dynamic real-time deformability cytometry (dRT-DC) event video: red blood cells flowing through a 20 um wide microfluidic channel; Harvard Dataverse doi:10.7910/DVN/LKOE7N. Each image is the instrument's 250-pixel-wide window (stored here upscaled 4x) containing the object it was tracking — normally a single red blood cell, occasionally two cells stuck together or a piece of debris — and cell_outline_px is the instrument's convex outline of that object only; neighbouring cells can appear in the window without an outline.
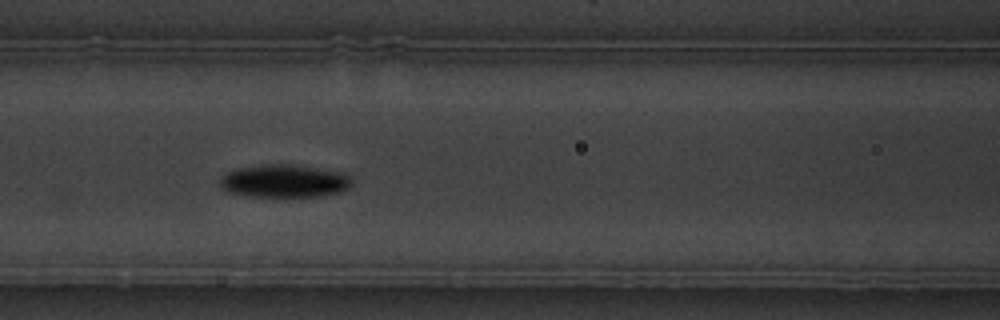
{"species": "common noctule bat (a hibernating species)", "species_latin": "Nyctalus noctula", "temperature_condition": "warm", "stored_images_in_passage": 10, "camera_frame_rate_fps": 3000, "um_per_image_px": 0.085, "animal": {"sex": "male", "body_mass_g": 19.5, "forearm_length_mm": 54.6}, "frame": {"image": 1, "passage_image": 6, "time_ms": 6.667, "image_size_px": [1000, 320], "cell_outline_px": [[352, 184], [348, 188], [340, 192], [320, 196], [252, 196], [228, 192], [220, 188], [220, 176], [224, 172], [236, 168], [264, 164], [292, 164], [340, 172], [348, 176], [352, 180]], "centroid_in_image_um": [24.1, 15.38], "position_along_channel_um": 142.5, "area_um2": 25.32}}